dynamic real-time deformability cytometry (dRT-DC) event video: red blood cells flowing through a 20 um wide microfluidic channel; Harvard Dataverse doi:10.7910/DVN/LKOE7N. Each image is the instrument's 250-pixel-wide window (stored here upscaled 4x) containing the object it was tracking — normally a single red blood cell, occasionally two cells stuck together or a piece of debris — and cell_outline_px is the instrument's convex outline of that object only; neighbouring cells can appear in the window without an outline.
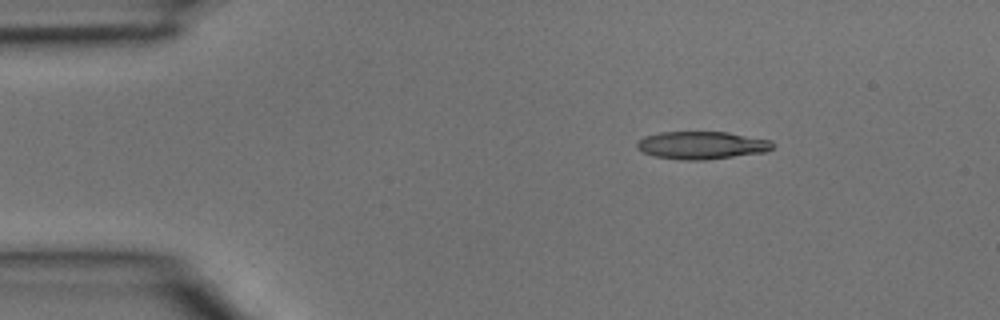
{"species": "common noctule bat (a hibernating species)", "species_latin": "Nyctalus noctula", "temperature_condition": "room temperature", "stored_images_in_passage": 2, "camera_frame_rate_fps": 3000, "um_per_image_px": 0.085, "animal": {"sex": "male", "body_mass_g": 15.6}, "frame": {"image": 1, "passage_image": 2, "time_ms": 0.333, "image_size_px": [1000, 320], "cell_outline_px": [[776, 144], [772, 148], [764, 152], [708, 160], [680, 160], [656, 156], [644, 152], [636, 148], [636, 140], [644, 136], [660, 132], [728, 132], [772, 140]], "centroid_in_image_um": [59.65, 12.34], "position_along_channel_um": 25.3, "area_um2": 22.14}}